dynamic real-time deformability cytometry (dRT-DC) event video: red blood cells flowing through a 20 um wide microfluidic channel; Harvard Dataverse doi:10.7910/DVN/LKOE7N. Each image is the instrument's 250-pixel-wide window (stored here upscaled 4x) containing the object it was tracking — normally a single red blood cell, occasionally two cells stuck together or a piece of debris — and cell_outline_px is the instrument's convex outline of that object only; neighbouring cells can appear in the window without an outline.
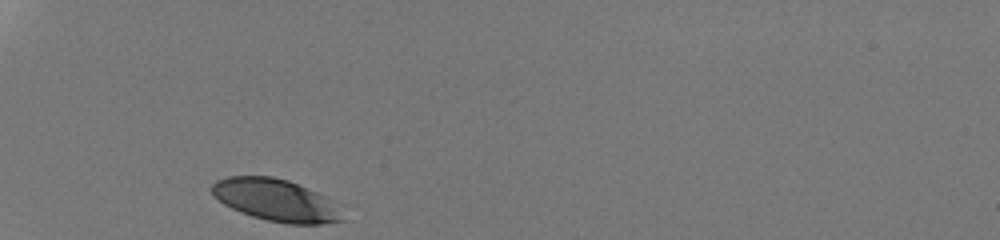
{"species": "human", "species_latin": "Homo sapiens", "temperature_condition": "room temperature", "stored_images_in_passage": 27, "camera_frame_rate_fps": 3000, "um_per_image_px": 0.085, "donor": {"sex": "male"}, "frame": {"image": 1, "passage_image": 1, "time_ms": 0.0, "image_size_px": [1000, 240], "cell_outline_px": [[344, 220], [320, 224], [288, 224], [268, 220], [252, 216], [240, 212], [224, 204], [212, 192], [212, 184], [216, 180], [228, 176], [272, 176], [288, 180], [308, 188], [324, 196], [328, 200]], "centroid_in_image_um": [23.38, 17.0], "position_along_channel_um": 61.6, "area_um2": 31.33}}
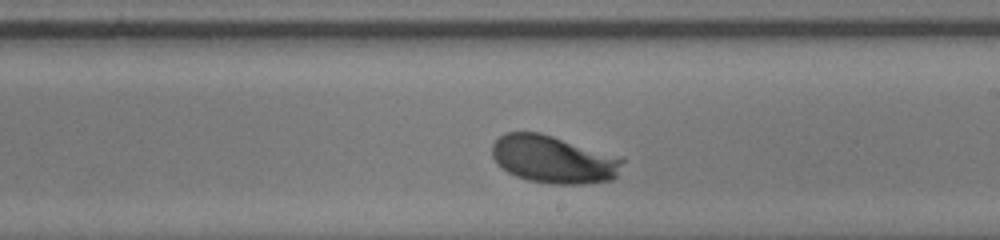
{"frame": {"image": 2, "passage_image": 16, "time_ms": 5.0, "image_size_px": [1000, 240], "cell_outline_px": [[624, 160], [616, 176], [612, 180], [584, 184], [556, 184], [528, 180], [516, 176], [508, 172], [492, 156], [492, 144], [504, 132], [540, 132], [624, 156]], "centroid_in_image_um": [47.1, 13.53], "position_along_channel_um": 241.9, "area_um2": 36.47}}
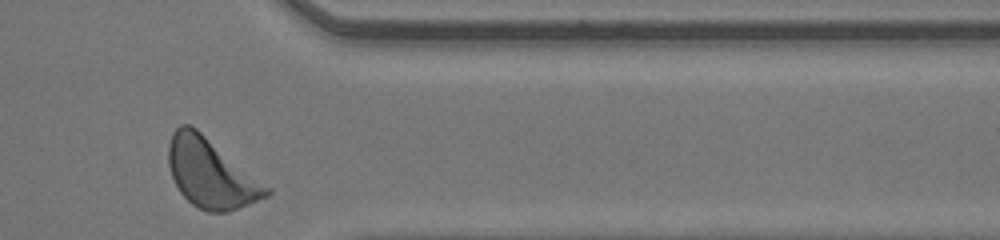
{"frame": {"image": 3, "passage_image": 27, "time_ms": 8.667, "image_size_px": [1000, 240], "cell_outline_px": [[272, 192], [268, 196], [228, 212], [208, 212], [192, 204], [180, 192], [172, 176], [168, 164], [168, 144], [172, 132], [180, 124], [188, 124], [196, 128], [272, 188]], "centroid_in_image_um": [17.93, 14.72], "position_along_channel_um": 393.5, "area_um2": 39.36}, "authors_computed_cell_mechanics": {"area_um2": 35.2002, "velocity_mm_per_s": 4.197, "shape_relaxation_time_tau1_ms": 1.6338, "shape_relaxation_time_tau2_ms": null, "deformation_change_tau1": 0.1014, "deformation_change_tau2": null}}